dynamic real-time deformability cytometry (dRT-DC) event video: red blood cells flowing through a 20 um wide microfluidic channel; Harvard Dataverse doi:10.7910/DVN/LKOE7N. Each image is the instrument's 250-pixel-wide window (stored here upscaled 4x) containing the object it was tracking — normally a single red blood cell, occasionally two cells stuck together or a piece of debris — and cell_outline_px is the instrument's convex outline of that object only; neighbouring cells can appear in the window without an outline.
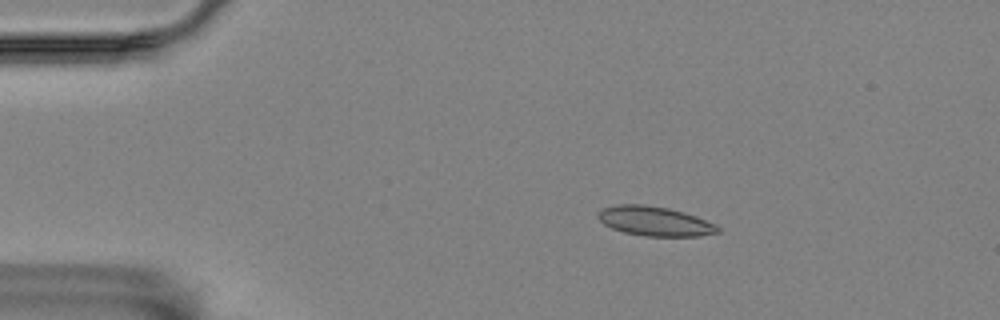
{"species": "Egyptian fruit bat (a non-hibernating species)", "species_latin": "Rousettus aegyptiacus", "temperature_condition": "room temperature", "stored_images_in_passage": 5, "camera_frame_rate_fps": 3000, "um_per_image_px": 0.085, "animal": {"sex": "female"}, "frame": {"image": 1, "passage_image": 3, "time_ms": 0.667, "image_size_px": [1000, 320], "cell_outline_px": [[720, 232], [700, 236], [644, 236], [624, 232], [612, 228], [604, 224], [596, 216], [596, 212], [604, 208], [616, 204], [644, 204], [668, 208], [684, 212], [696, 216], [716, 224], [720, 228]], "centroid_in_image_um": [55.65, 18.79], "position_along_channel_um": 29.3, "area_um2": 20.69}}